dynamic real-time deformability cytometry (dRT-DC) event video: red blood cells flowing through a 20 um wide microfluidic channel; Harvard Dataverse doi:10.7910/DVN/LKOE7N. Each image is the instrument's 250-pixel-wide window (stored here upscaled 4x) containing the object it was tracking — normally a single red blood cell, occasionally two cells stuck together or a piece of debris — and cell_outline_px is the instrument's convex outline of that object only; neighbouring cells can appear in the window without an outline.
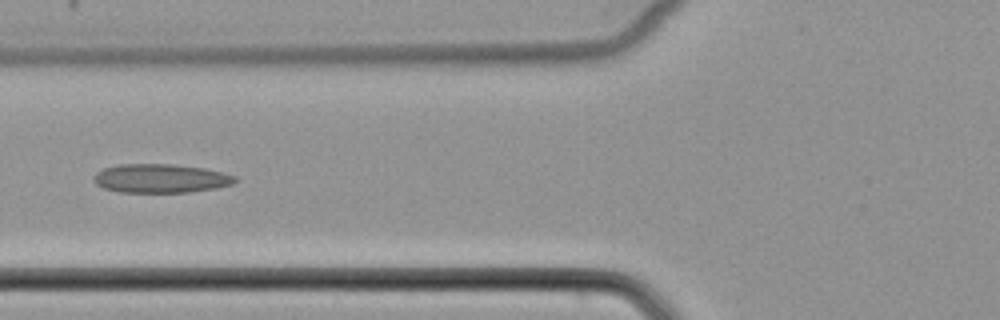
{"species": "common noctule bat (a hibernating species)", "species_latin": "Nyctalus noctula", "temperature_condition": "cold", "stored_images_in_passage": 32, "camera_frame_rate_fps": 3000, "um_per_image_px": 0.085, "animal": {"sex": "female", "body_mass_g": 22.7, "forearm_length_mm": 54.2}, "frame": {"image": 1, "passage_image": 5, "time_ms": 1.333, "image_size_px": [1000, 320], "cell_outline_px": [[236, 180], [232, 184], [216, 188], [188, 192], [120, 192], [104, 188], [96, 184], [92, 180], [92, 176], [96, 172], [104, 168], [116, 164], [172, 164], [204, 168], [224, 172], [236, 176]], "centroid_in_image_um": [13.63, 15.16], "position_along_channel_um": 112.2, "area_um2": 23.87}}
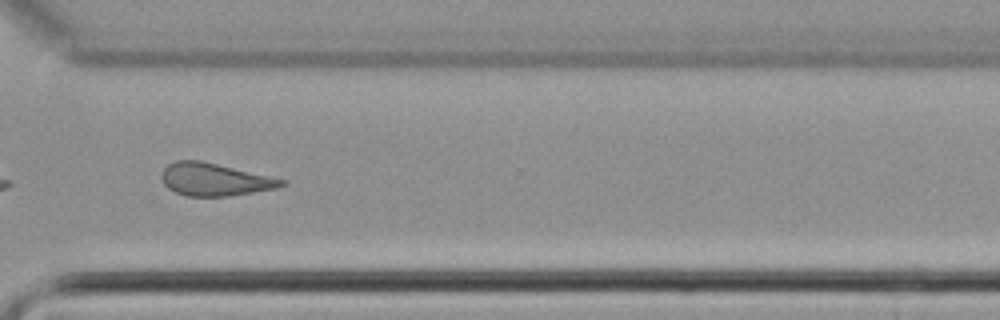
{"frame": {"image": 2, "passage_image": 23, "time_ms": 7.333, "image_size_px": [1000, 320], "cell_outline_px": [[288, 184], [276, 188], [228, 196], [184, 196], [168, 188], [164, 184], [160, 176], [160, 172], [168, 164], [176, 160], [200, 160], [288, 180]], "centroid_in_image_um": [18.23, 15.25], "position_along_channel_um": 352.4, "area_um2": 22.89}}